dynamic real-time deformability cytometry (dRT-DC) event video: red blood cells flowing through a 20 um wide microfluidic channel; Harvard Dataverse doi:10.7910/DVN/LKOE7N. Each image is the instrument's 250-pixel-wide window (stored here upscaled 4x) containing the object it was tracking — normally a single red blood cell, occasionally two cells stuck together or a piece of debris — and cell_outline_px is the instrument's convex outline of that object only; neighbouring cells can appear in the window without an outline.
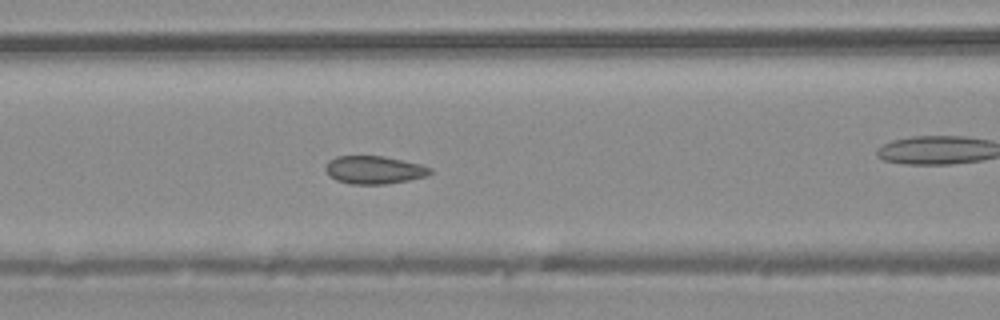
{"species": "common noctule bat (a hibernating species)", "species_latin": "Nyctalus noctula", "temperature_condition": "warm", "stored_images_in_passage": 30, "camera_frame_rate_fps": 3000, "um_per_image_px": 0.085, "animal": {"sex": "male", "body_mass_g": 20.4}, "frame": {"image": 1, "passage_image": 13, "time_ms": 4.0, "image_size_px": [1000, 320], "cell_outline_px": [[432, 172], [428, 176], [408, 180], [384, 184], [352, 184], [336, 180], [328, 176], [324, 168], [328, 160], [336, 156], [384, 156], [420, 164], [432, 168]], "centroid_in_image_um": [31.78, 14.44], "position_along_channel_um": 134.8, "area_um2": 17.17}}
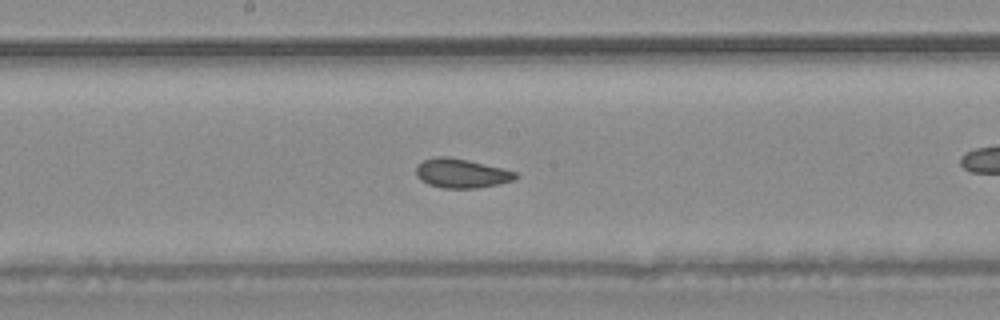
{"frame": {"image": 2, "passage_image": 18, "time_ms": 5.667, "image_size_px": [1000, 320], "cell_outline_px": [[520, 176], [512, 180], [500, 184], [476, 188], [444, 188], [428, 184], [420, 180], [416, 176], [416, 168], [424, 160], [436, 156], [448, 156], [468, 160], [516, 172]], "centroid_in_image_um": [39.21, 14.73], "position_along_channel_um": 209.0, "area_um2": 16.82}}